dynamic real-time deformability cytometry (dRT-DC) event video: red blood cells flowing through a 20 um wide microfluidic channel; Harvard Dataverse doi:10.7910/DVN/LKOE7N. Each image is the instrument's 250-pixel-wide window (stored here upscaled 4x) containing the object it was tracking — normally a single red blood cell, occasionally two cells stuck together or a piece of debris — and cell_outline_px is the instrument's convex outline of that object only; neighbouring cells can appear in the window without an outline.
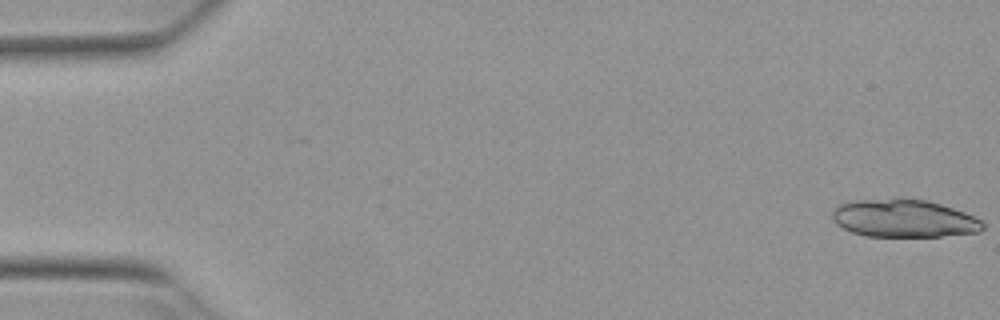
{"species": "Egyptian fruit bat (a non-hibernating species)", "species_latin": "Rousettus aegyptiacus", "temperature_condition": "warm", "stored_images_in_passage": 5, "camera_frame_rate_fps": 3000, "um_per_image_px": 0.085, "animal": {"sex": "female"}, "frame": {"image": 1, "passage_image": 1, "time_ms": 0.0, "image_size_px": [1000, 320], "cell_outline_px": [[984, 228], [980, 232], [940, 236], [864, 236], [852, 232], [836, 224], [832, 216], [832, 212], [840, 204], [852, 200], [900, 196], [928, 200], [964, 212], [984, 220]], "centroid_in_image_um": [76.83, 18.53], "position_along_channel_um": 8.2, "area_um2": 33.81}}